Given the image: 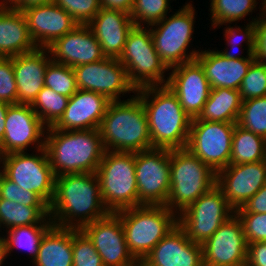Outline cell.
Returning a JSON list of instances; mask_svg holds the SVG:
<instances>
[{
	"mask_svg": "<svg viewBox=\"0 0 266 266\" xmlns=\"http://www.w3.org/2000/svg\"><path fill=\"white\" fill-rule=\"evenodd\" d=\"M108 214L96 173L55 177L54 196L49 204V215L55 226L81 229Z\"/></svg>",
	"mask_w": 266,
	"mask_h": 266,
	"instance_id": "6da1fadb",
	"label": "cell"
},
{
	"mask_svg": "<svg viewBox=\"0 0 266 266\" xmlns=\"http://www.w3.org/2000/svg\"><path fill=\"white\" fill-rule=\"evenodd\" d=\"M144 106L153 148H186L192 118L167 85L137 89Z\"/></svg>",
	"mask_w": 266,
	"mask_h": 266,
	"instance_id": "7a4b0ae2",
	"label": "cell"
},
{
	"mask_svg": "<svg viewBox=\"0 0 266 266\" xmlns=\"http://www.w3.org/2000/svg\"><path fill=\"white\" fill-rule=\"evenodd\" d=\"M45 148L54 175L95 173L105 154L99 129H46Z\"/></svg>",
	"mask_w": 266,
	"mask_h": 266,
	"instance_id": "3957f363",
	"label": "cell"
},
{
	"mask_svg": "<svg viewBox=\"0 0 266 266\" xmlns=\"http://www.w3.org/2000/svg\"><path fill=\"white\" fill-rule=\"evenodd\" d=\"M99 132L106 151L138 153L153 148L147 115L137 95L111 101Z\"/></svg>",
	"mask_w": 266,
	"mask_h": 266,
	"instance_id": "277c9868",
	"label": "cell"
},
{
	"mask_svg": "<svg viewBox=\"0 0 266 266\" xmlns=\"http://www.w3.org/2000/svg\"><path fill=\"white\" fill-rule=\"evenodd\" d=\"M216 185V173L188 149L170 150V192L166 207L177 215Z\"/></svg>",
	"mask_w": 266,
	"mask_h": 266,
	"instance_id": "5b68a950",
	"label": "cell"
},
{
	"mask_svg": "<svg viewBox=\"0 0 266 266\" xmlns=\"http://www.w3.org/2000/svg\"><path fill=\"white\" fill-rule=\"evenodd\" d=\"M134 258H145L177 226V214L162 205H140L115 212Z\"/></svg>",
	"mask_w": 266,
	"mask_h": 266,
	"instance_id": "8992f818",
	"label": "cell"
},
{
	"mask_svg": "<svg viewBox=\"0 0 266 266\" xmlns=\"http://www.w3.org/2000/svg\"><path fill=\"white\" fill-rule=\"evenodd\" d=\"M95 173L109 213L138 206L135 153L105 151Z\"/></svg>",
	"mask_w": 266,
	"mask_h": 266,
	"instance_id": "52a82bcc",
	"label": "cell"
},
{
	"mask_svg": "<svg viewBox=\"0 0 266 266\" xmlns=\"http://www.w3.org/2000/svg\"><path fill=\"white\" fill-rule=\"evenodd\" d=\"M185 4L170 17L167 15L157 24L150 26L155 50L168 69L195 60L201 51H187L194 37L196 12L190 2Z\"/></svg>",
	"mask_w": 266,
	"mask_h": 266,
	"instance_id": "ba28073f",
	"label": "cell"
},
{
	"mask_svg": "<svg viewBox=\"0 0 266 266\" xmlns=\"http://www.w3.org/2000/svg\"><path fill=\"white\" fill-rule=\"evenodd\" d=\"M118 60L125 66L129 81L136 89L147 86L167 85L170 71L155 50L149 27L133 26L127 35Z\"/></svg>",
	"mask_w": 266,
	"mask_h": 266,
	"instance_id": "9c48e42d",
	"label": "cell"
},
{
	"mask_svg": "<svg viewBox=\"0 0 266 266\" xmlns=\"http://www.w3.org/2000/svg\"><path fill=\"white\" fill-rule=\"evenodd\" d=\"M35 152L33 155L24 151L1 156L0 171L19 187L36 193L49 206L54 196L56 176L46 148Z\"/></svg>",
	"mask_w": 266,
	"mask_h": 266,
	"instance_id": "30bf717a",
	"label": "cell"
},
{
	"mask_svg": "<svg viewBox=\"0 0 266 266\" xmlns=\"http://www.w3.org/2000/svg\"><path fill=\"white\" fill-rule=\"evenodd\" d=\"M234 214L222 190L215 185L177 215V225L192 242L203 244Z\"/></svg>",
	"mask_w": 266,
	"mask_h": 266,
	"instance_id": "8fae6325",
	"label": "cell"
},
{
	"mask_svg": "<svg viewBox=\"0 0 266 266\" xmlns=\"http://www.w3.org/2000/svg\"><path fill=\"white\" fill-rule=\"evenodd\" d=\"M138 206H165L170 192V149L151 148L135 153Z\"/></svg>",
	"mask_w": 266,
	"mask_h": 266,
	"instance_id": "7c38bea8",
	"label": "cell"
},
{
	"mask_svg": "<svg viewBox=\"0 0 266 266\" xmlns=\"http://www.w3.org/2000/svg\"><path fill=\"white\" fill-rule=\"evenodd\" d=\"M235 125L236 123L191 121L186 149L217 173L229 165Z\"/></svg>",
	"mask_w": 266,
	"mask_h": 266,
	"instance_id": "4fadbf2b",
	"label": "cell"
},
{
	"mask_svg": "<svg viewBox=\"0 0 266 266\" xmlns=\"http://www.w3.org/2000/svg\"><path fill=\"white\" fill-rule=\"evenodd\" d=\"M73 70L78 89L102 94L110 101H121V94L137 93V89L129 81L125 66L118 58L105 57L76 66Z\"/></svg>",
	"mask_w": 266,
	"mask_h": 266,
	"instance_id": "5bb4252c",
	"label": "cell"
},
{
	"mask_svg": "<svg viewBox=\"0 0 266 266\" xmlns=\"http://www.w3.org/2000/svg\"><path fill=\"white\" fill-rule=\"evenodd\" d=\"M46 129L31 105L11 104L6 114L4 136L0 141L1 156L27 152L32 145L35 150L44 148Z\"/></svg>",
	"mask_w": 266,
	"mask_h": 266,
	"instance_id": "9a60e30c",
	"label": "cell"
},
{
	"mask_svg": "<svg viewBox=\"0 0 266 266\" xmlns=\"http://www.w3.org/2000/svg\"><path fill=\"white\" fill-rule=\"evenodd\" d=\"M202 245L203 266H245L248 243L236 214Z\"/></svg>",
	"mask_w": 266,
	"mask_h": 266,
	"instance_id": "2e32d148",
	"label": "cell"
},
{
	"mask_svg": "<svg viewBox=\"0 0 266 266\" xmlns=\"http://www.w3.org/2000/svg\"><path fill=\"white\" fill-rule=\"evenodd\" d=\"M265 184L266 160L228 165L216 173V185L234 210L242 207Z\"/></svg>",
	"mask_w": 266,
	"mask_h": 266,
	"instance_id": "e0dca14e",
	"label": "cell"
},
{
	"mask_svg": "<svg viewBox=\"0 0 266 266\" xmlns=\"http://www.w3.org/2000/svg\"><path fill=\"white\" fill-rule=\"evenodd\" d=\"M169 70L167 86L176 94L183 110L192 119L197 118L211 91L203 67L195 59Z\"/></svg>",
	"mask_w": 266,
	"mask_h": 266,
	"instance_id": "ac0fdd59",
	"label": "cell"
},
{
	"mask_svg": "<svg viewBox=\"0 0 266 266\" xmlns=\"http://www.w3.org/2000/svg\"><path fill=\"white\" fill-rule=\"evenodd\" d=\"M81 230L92 241L104 266H126L135 259L126 243L121 219L115 213L86 224Z\"/></svg>",
	"mask_w": 266,
	"mask_h": 266,
	"instance_id": "d6986e66",
	"label": "cell"
},
{
	"mask_svg": "<svg viewBox=\"0 0 266 266\" xmlns=\"http://www.w3.org/2000/svg\"><path fill=\"white\" fill-rule=\"evenodd\" d=\"M28 31L37 48H48L57 39L72 31L78 24L54 2L26 8Z\"/></svg>",
	"mask_w": 266,
	"mask_h": 266,
	"instance_id": "ffe728a7",
	"label": "cell"
},
{
	"mask_svg": "<svg viewBox=\"0 0 266 266\" xmlns=\"http://www.w3.org/2000/svg\"><path fill=\"white\" fill-rule=\"evenodd\" d=\"M53 61L76 67L105 58L99 41L88 25H77L48 47Z\"/></svg>",
	"mask_w": 266,
	"mask_h": 266,
	"instance_id": "44dd1931",
	"label": "cell"
},
{
	"mask_svg": "<svg viewBox=\"0 0 266 266\" xmlns=\"http://www.w3.org/2000/svg\"><path fill=\"white\" fill-rule=\"evenodd\" d=\"M110 102L102 94L78 89L69 98L64 113L52 128L57 130L99 129Z\"/></svg>",
	"mask_w": 266,
	"mask_h": 266,
	"instance_id": "7402d4cb",
	"label": "cell"
},
{
	"mask_svg": "<svg viewBox=\"0 0 266 266\" xmlns=\"http://www.w3.org/2000/svg\"><path fill=\"white\" fill-rule=\"evenodd\" d=\"M48 48L12 57L14 78L17 85V104L32 105L44 87L46 67L52 60Z\"/></svg>",
	"mask_w": 266,
	"mask_h": 266,
	"instance_id": "603a6c76",
	"label": "cell"
},
{
	"mask_svg": "<svg viewBox=\"0 0 266 266\" xmlns=\"http://www.w3.org/2000/svg\"><path fill=\"white\" fill-rule=\"evenodd\" d=\"M145 259L153 266H203L202 245L192 242L177 225Z\"/></svg>",
	"mask_w": 266,
	"mask_h": 266,
	"instance_id": "cb8c5ba5",
	"label": "cell"
},
{
	"mask_svg": "<svg viewBox=\"0 0 266 266\" xmlns=\"http://www.w3.org/2000/svg\"><path fill=\"white\" fill-rule=\"evenodd\" d=\"M88 26L99 41L105 57L119 58L134 23L130 14L102 7Z\"/></svg>",
	"mask_w": 266,
	"mask_h": 266,
	"instance_id": "d4e9b609",
	"label": "cell"
},
{
	"mask_svg": "<svg viewBox=\"0 0 266 266\" xmlns=\"http://www.w3.org/2000/svg\"><path fill=\"white\" fill-rule=\"evenodd\" d=\"M196 60L204 69L211 89L231 88L239 90L254 58L228 59L218 50H201Z\"/></svg>",
	"mask_w": 266,
	"mask_h": 266,
	"instance_id": "484cf974",
	"label": "cell"
},
{
	"mask_svg": "<svg viewBox=\"0 0 266 266\" xmlns=\"http://www.w3.org/2000/svg\"><path fill=\"white\" fill-rule=\"evenodd\" d=\"M24 13L0 8V57L11 58L35 50Z\"/></svg>",
	"mask_w": 266,
	"mask_h": 266,
	"instance_id": "4316f807",
	"label": "cell"
},
{
	"mask_svg": "<svg viewBox=\"0 0 266 266\" xmlns=\"http://www.w3.org/2000/svg\"><path fill=\"white\" fill-rule=\"evenodd\" d=\"M72 228L53 225L42 237L34 266H73Z\"/></svg>",
	"mask_w": 266,
	"mask_h": 266,
	"instance_id": "83f0119b",
	"label": "cell"
},
{
	"mask_svg": "<svg viewBox=\"0 0 266 266\" xmlns=\"http://www.w3.org/2000/svg\"><path fill=\"white\" fill-rule=\"evenodd\" d=\"M241 106L239 90L214 88L211 89L201 113L192 121L237 123Z\"/></svg>",
	"mask_w": 266,
	"mask_h": 266,
	"instance_id": "f1b7e54d",
	"label": "cell"
},
{
	"mask_svg": "<svg viewBox=\"0 0 266 266\" xmlns=\"http://www.w3.org/2000/svg\"><path fill=\"white\" fill-rule=\"evenodd\" d=\"M33 224H53L49 207H29L0 198V228L7 231L14 227Z\"/></svg>",
	"mask_w": 266,
	"mask_h": 266,
	"instance_id": "f546056e",
	"label": "cell"
},
{
	"mask_svg": "<svg viewBox=\"0 0 266 266\" xmlns=\"http://www.w3.org/2000/svg\"><path fill=\"white\" fill-rule=\"evenodd\" d=\"M266 160V139L235 125L229 165Z\"/></svg>",
	"mask_w": 266,
	"mask_h": 266,
	"instance_id": "4dcf8cb0",
	"label": "cell"
},
{
	"mask_svg": "<svg viewBox=\"0 0 266 266\" xmlns=\"http://www.w3.org/2000/svg\"><path fill=\"white\" fill-rule=\"evenodd\" d=\"M54 224H33L30 226H18L6 231L4 236L8 256L14 248L25 250L32 258H36L39 245L44 234ZM20 248V249H19Z\"/></svg>",
	"mask_w": 266,
	"mask_h": 266,
	"instance_id": "1f68e13d",
	"label": "cell"
},
{
	"mask_svg": "<svg viewBox=\"0 0 266 266\" xmlns=\"http://www.w3.org/2000/svg\"><path fill=\"white\" fill-rule=\"evenodd\" d=\"M211 28L244 19L256 10L257 0H210ZM218 26V27H217Z\"/></svg>",
	"mask_w": 266,
	"mask_h": 266,
	"instance_id": "d6a6232c",
	"label": "cell"
},
{
	"mask_svg": "<svg viewBox=\"0 0 266 266\" xmlns=\"http://www.w3.org/2000/svg\"><path fill=\"white\" fill-rule=\"evenodd\" d=\"M70 97L54 92L44 86L38 93L31 107L42 123L52 127L64 113Z\"/></svg>",
	"mask_w": 266,
	"mask_h": 266,
	"instance_id": "836d02e7",
	"label": "cell"
},
{
	"mask_svg": "<svg viewBox=\"0 0 266 266\" xmlns=\"http://www.w3.org/2000/svg\"><path fill=\"white\" fill-rule=\"evenodd\" d=\"M257 18H252V21H250L249 23H247V25H245L244 29L240 28V26L238 25H234L235 27L229 25L228 24H232V23H223L221 25H226V29H224V37H225V41L228 47H231L230 49L227 47L224 51L223 50H218V52L223 55L224 57L228 58V59H243V58H254L253 55V51H254V41H255V24L254 21ZM241 43H245L246 44V49L247 50V55L246 57L238 54L237 53H233L232 51L229 50H234L235 48L237 49V47L239 48V46H241V48L243 47V45ZM241 56V57H240Z\"/></svg>",
	"mask_w": 266,
	"mask_h": 266,
	"instance_id": "e575fe53",
	"label": "cell"
},
{
	"mask_svg": "<svg viewBox=\"0 0 266 266\" xmlns=\"http://www.w3.org/2000/svg\"><path fill=\"white\" fill-rule=\"evenodd\" d=\"M236 124L266 139V96L242 101Z\"/></svg>",
	"mask_w": 266,
	"mask_h": 266,
	"instance_id": "d590c367",
	"label": "cell"
},
{
	"mask_svg": "<svg viewBox=\"0 0 266 266\" xmlns=\"http://www.w3.org/2000/svg\"><path fill=\"white\" fill-rule=\"evenodd\" d=\"M170 1L134 0L133 8L130 12L134 26L150 27L163 20L171 12ZM145 24L147 25L145 26Z\"/></svg>",
	"mask_w": 266,
	"mask_h": 266,
	"instance_id": "8d00e7d4",
	"label": "cell"
},
{
	"mask_svg": "<svg viewBox=\"0 0 266 266\" xmlns=\"http://www.w3.org/2000/svg\"><path fill=\"white\" fill-rule=\"evenodd\" d=\"M44 79V86L67 97H71L78 90L73 68L53 60L46 67Z\"/></svg>",
	"mask_w": 266,
	"mask_h": 266,
	"instance_id": "74e56055",
	"label": "cell"
},
{
	"mask_svg": "<svg viewBox=\"0 0 266 266\" xmlns=\"http://www.w3.org/2000/svg\"><path fill=\"white\" fill-rule=\"evenodd\" d=\"M73 266H104L92 241L81 229L72 228Z\"/></svg>",
	"mask_w": 266,
	"mask_h": 266,
	"instance_id": "f35d334b",
	"label": "cell"
},
{
	"mask_svg": "<svg viewBox=\"0 0 266 266\" xmlns=\"http://www.w3.org/2000/svg\"><path fill=\"white\" fill-rule=\"evenodd\" d=\"M239 91L242 101L266 96V66L254 60Z\"/></svg>",
	"mask_w": 266,
	"mask_h": 266,
	"instance_id": "ab89813d",
	"label": "cell"
},
{
	"mask_svg": "<svg viewBox=\"0 0 266 266\" xmlns=\"http://www.w3.org/2000/svg\"><path fill=\"white\" fill-rule=\"evenodd\" d=\"M64 9L78 25H88L101 10L100 0H53Z\"/></svg>",
	"mask_w": 266,
	"mask_h": 266,
	"instance_id": "60d3db41",
	"label": "cell"
},
{
	"mask_svg": "<svg viewBox=\"0 0 266 266\" xmlns=\"http://www.w3.org/2000/svg\"><path fill=\"white\" fill-rule=\"evenodd\" d=\"M0 198L29 207H49L36 193L19 187L0 171Z\"/></svg>",
	"mask_w": 266,
	"mask_h": 266,
	"instance_id": "b9f144b4",
	"label": "cell"
},
{
	"mask_svg": "<svg viewBox=\"0 0 266 266\" xmlns=\"http://www.w3.org/2000/svg\"><path fill=\"white\" fill-rule=\"evenodd\" d=\"M241 220L247 243L266 241V213H235Z\"/></svg>",
	"mask_w": 266,
	"mask_h": 266,
	"instance_id": "7bdbcfd3",
	"label": "cell"
},
{
	"mask_svg": "<svg viewBox=\"0 0 266 266\" xmlns=\"http://www.w3.org/2000/svg\"><path fill=\"white\" fill-rule=\"evenodd\" d=\"M0 101L17 104V85L11 58L0 57Z\"/></svg>",
	"mask_w": 266,
	"mask_h": 266,
	"instance_id": "ee69618b",
	"label": "cell"
},
{
	"mask_svg": "<svg viewBox=\"0 0 266 266\" xmlns=\"http://www.w3.org/2000/svg\"><path fill=\"white\" fill-rule=\"evenodd\" d=\"M259 16L254 21L255 24V41H254V59L266 66V15L260 8Z\"/></svg>",
	"mask_w": 266,
	"mask_h": 266,
	"instance_id": "f6af8a7d",
	"label": "cell"
},
{
	"mask_svg": "<svg viewBox=\"0 0 266 266\" xmlns=\"http://www.w3.org/2000/svg\"><path fill=\"white\" fill-rule=\"evenodd\" d=\"M235 213H266V184Z\"/></svg>",
	"mask_w": 266,
	"mask_h": 266,
	"instance_id": "bcb514c9",
	"label": "cell"
},
{
	"mask_svg": "<svg viewBox=\"0 0 266 266\" xmlns=\"http://www.w3.org/2000/svg\"><path fill=\"white\" fill-rule=\"evenodd\" d=\"M245 266H266V241L248 243Z\"/></svg>",
	"mask_w": 266,
	"mask_h": 266,
	"instance_id": "7dc6e473",
	"label": "cell"
},
{
	"mask_svg": "<svg viewBox=\"0 0 266 266\" xmlns=\"http://www.w3.org/2000/svg\"><path fill=\"white\" fill-rule=\"evenodd\" d=\"M101 6L106 9L121 10L130 14L134 0H100Z\"/></svg>",
	"mask_w": 266,
	"mask_h": 266,
	"instance_id": "c3c4849f",
	"label": "cell"
},
{
	"mask_svg": "<svg viewBox=\"0 0 266 266\" xmlns=\"http://www.w3.org/2000/svg\"><path fill=\"white\" fill-rule=\"evenodd\" d=\"M11 104L0 101V141L3 139L5 131L6 114Z\"/></svg>",
	"mask_w": 266,
	"mask_h": 266,
	"instance_id": "681fc988",
	"label": "cell"
},
{
	"mask_svg": "<svg viewBox=\"0 0 266 266\" xmlns=\"http://www.w3.org/2000/svg\"><path fill=\"white\" fill-rule=\"evenodd\" d=\"M53 0H19V10L23 11L26 8L34 7V6H40V5H46L49 3H52Z\"/></svg>",
	"mask_w": 266,
	"mask_h": 266,
	"instance_id": "f907efd6",
	"label": "cell"
},
{
	"mask_svg": "<svg viewBox=\"0 0 266 266\" xmlns=\"http://www.w3.org/2000/svg\"><path fill=\"white\" fill-rule=\"evenodd\" d=\"M6 258H8V253L6 250L5 239L3 235H0V266H3Z\"/></svg>",
	"mask_w": 266,
	"mask_h": 266,
	"instance_id": "816d5d0a",
	"label": "cell"
},
{
	"mask_svg": "<svg viewBox=\"0 0 266 266\" xmlns=\"http://www.w3.org/2000/svg\"><path fill=\"white\" fill-rule=\"evenodd\" d=\"M0 8H13L19 10V0H0Z\"/></svg>",
	"mask_w": 266,
	"mask_h": 266,
	"instance_id": "f5cc1de1",
	"label": "cell"
},
{
	"mask_svg": "<svg viewBox=\"0 0 266 266\" xmlns=\"http://www.w3.org/2000/svg\"><path fill=\"white\" fill-rule=\"evenodd\" d=\"M126 266H153L145 258H135Z\"/></svg>",
	"mask_w": 266,
	"mask_h": 266,
	"instance_id": "db71d44e",
	"label": "cell"
},
{
	"mask_svg": "<svg viewBox=\"0 0 266 266\" xmlns=\"http://www.w3.org/2000/svg\"><path fill=\"white\" fill-rule=\"evenodd\" d=\"M261 2H262V3H260V4H262V5H261V7H262V12L266 15V0H262Z\"/></svg>",
	"mask_w": 266,
	"mask_h": 266,
	"instance_id": "11a10c76",
	"label": "cell"
}]
</instances>
